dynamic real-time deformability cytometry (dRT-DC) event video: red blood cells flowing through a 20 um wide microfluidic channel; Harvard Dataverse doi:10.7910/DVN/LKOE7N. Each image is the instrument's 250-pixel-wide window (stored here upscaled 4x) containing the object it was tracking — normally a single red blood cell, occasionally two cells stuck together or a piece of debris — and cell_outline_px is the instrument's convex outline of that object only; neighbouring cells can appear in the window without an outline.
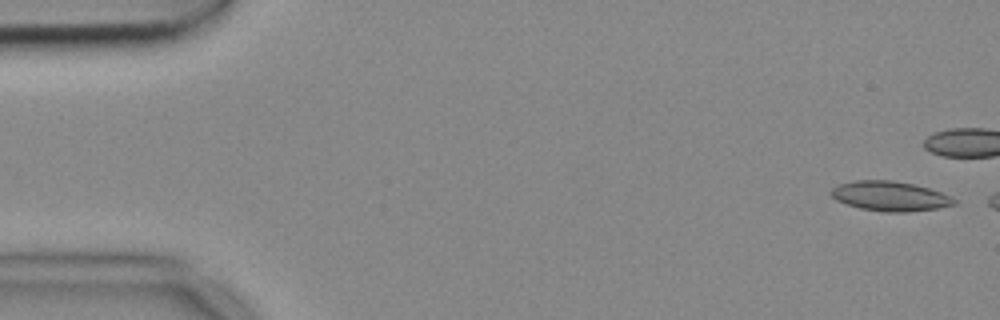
{"species": "common noctule bat (a hibernating species)", "species_latin": "Nyctalus noctula", "temperature_condition": "cold", "stored_images_in_passage": 10, "camera_frame_rate_fps": 3000, "um_per_image_px": 0.085, "animal": {"sex": "female", "body_mass_g": 18.4}, "frame": {"image": 1, "passage_image": 1, "time_ms": 0.0, "image_size_px": [1000, 320], "cell_outline_px": [[956, 204], [936, 208], [908, 212], [884, 212], [860, 208], [836, 200], [828, 192], [832, 188], [840, 184], [856, 180], [888, 180], [912, 184], [928, 188], [940, 192], [956, 200]], "centroid_in_image_um": [75.61, 16.67], "position_along_channel_um": 9.4, "area_um2": 21.04}}